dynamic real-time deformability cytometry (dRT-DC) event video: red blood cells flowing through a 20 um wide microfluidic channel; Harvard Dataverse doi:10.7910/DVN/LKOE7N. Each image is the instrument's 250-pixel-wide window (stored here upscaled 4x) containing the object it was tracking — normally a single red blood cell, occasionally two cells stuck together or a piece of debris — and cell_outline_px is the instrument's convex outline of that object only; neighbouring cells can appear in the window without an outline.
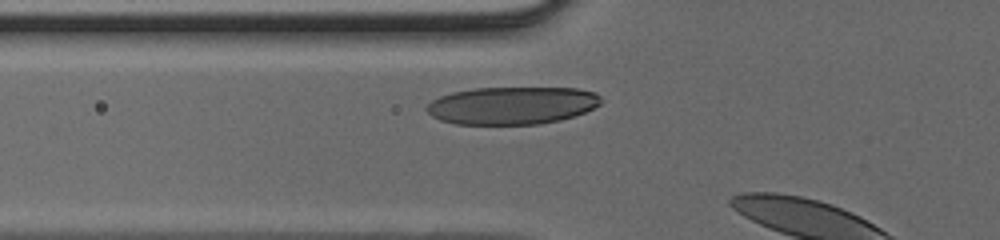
{"species": "human", "species_latin": "Homo sapiens", "temperature_condition": "cold", "stored_images_in_passage": 9, "camera_frame_rate_fps": 3000, "um_per_image_px": 0.085, "donor": {"sex": "male"}, "frame": {"image": 1, "passage_image": 7, "time_ms": 2.0, "image_size_px": [1000, 240], "cell_outline_px": [[600, 104], [584, 112], [560, 120], [540, 124], [456, 124], [440, 120], [432, 116], [424, 108], [432, 100], [440, 96], [452, 92], [472, 88], [576, 88], [596, 92], [600, 96]], "centroid_in_image_um": [43.49, 8.96], "position_along_channel_um": 82.3, "area_um2": 38.21}}